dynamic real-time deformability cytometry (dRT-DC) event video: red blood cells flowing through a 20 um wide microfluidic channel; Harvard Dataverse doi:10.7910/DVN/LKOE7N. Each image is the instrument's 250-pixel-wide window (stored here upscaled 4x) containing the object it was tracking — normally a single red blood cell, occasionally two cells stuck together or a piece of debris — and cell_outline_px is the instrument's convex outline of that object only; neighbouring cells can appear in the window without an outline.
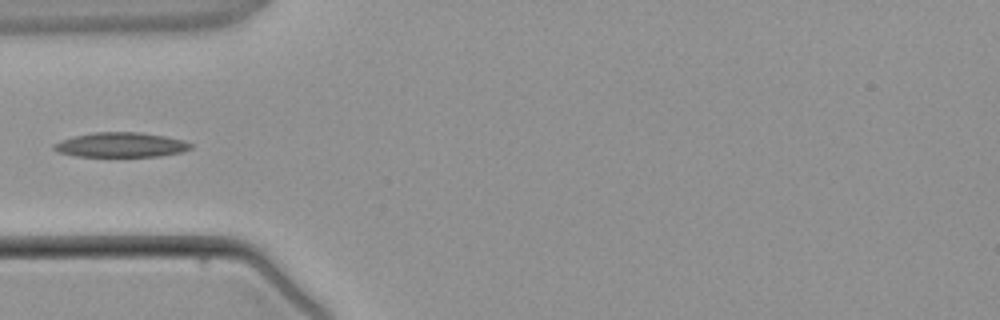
{"species": "common noctule bat (a hibernating species)", "species_latin": "Nyctalus noctula", "temperature_condition": "warm", "stored_images_in_passage": 3, "camera_frame_rate_fps": 3000, "um_per_image_px": 0.085, "animal": {"sex": "male", "body_mass_g": 21.5, "forearm_length_mm": 52.0}, "frame": {"image": 1, "passage_image": 3, "time_ms": 2.333, "image_size_px": [1000, 320], "cell_outline_px": [[192, 148], [180, 152], [160, 156], [76, 156], [56, 152], [52, 148], [52, 144], [60, 140], [92, 132], [140, 132], [164, 136], [184, 140], [192, 144]], "centroid_in_image_um": [10.24, 12.31], "position_along_channel_um": 74.8, "area_um2": 19.71}}